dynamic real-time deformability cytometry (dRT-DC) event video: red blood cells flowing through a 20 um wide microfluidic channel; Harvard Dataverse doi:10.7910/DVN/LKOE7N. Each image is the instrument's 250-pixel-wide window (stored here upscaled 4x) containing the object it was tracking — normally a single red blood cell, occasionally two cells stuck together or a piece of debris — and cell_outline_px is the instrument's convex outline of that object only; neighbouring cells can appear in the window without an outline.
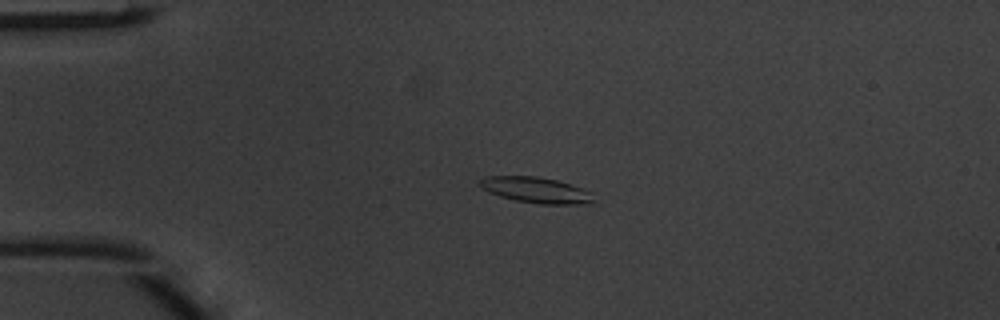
{"species": "common noctule bat (a hibernating species)", "species_latin": "Nyctalus noctula", "temperature_condition": "warm", "stored_images_in_passage": 48, "camera_frame_rate_fps": 3000, "um_per_image_px": 0.085, "animal": {"sex": "male", "body_mass_g": 20.1, "forearm_length_mm": 53.5}, "frame": {"image": 1, "passage_image": 11, "time_ms": 3.333, "image_size_px": [1000, 320], "cell_outline_px": [[596, 204], [540, 204], [516, 200], [500, 196], [480, 188], [476, 184], [484, 176], [536, 176], [556, 180], [592, 192]], "centroid_in_image_um": [45.56, 16.16], "position_along_channel_um": 39.4, "area_um2": 17.22}}
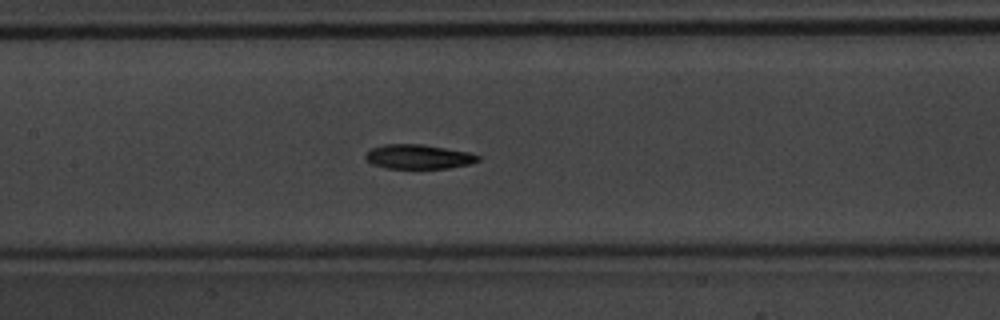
{"frame": {"image": 2, "passage_image": 23, "time_ms": 7.333, "image_size_px": [1000, 320], "cell_outline_px": [[480, 160], [468, 164], [448, 168], [384, 168], [372, 164], [364, 160], [364, 156], [372, 148], [384, 144], [420, 144], [468, 152], [480, 156]], "centroid_in_image_um": [35.52, 13.32], "position_along_channel_um": 171.9, "area_um2": 15.9}}
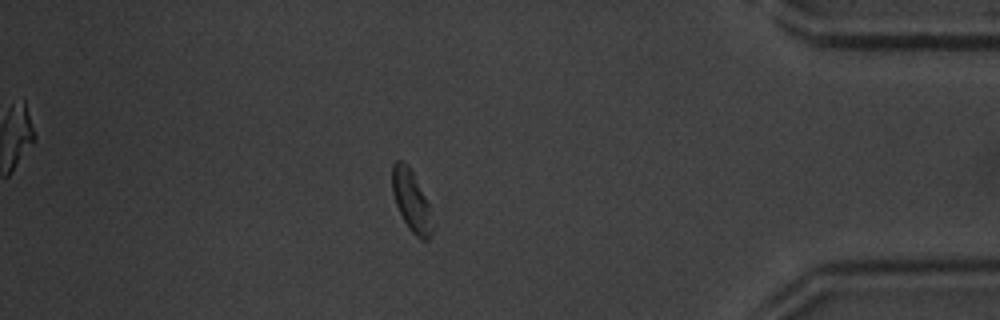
{"frame": {"image": 3, "passage_image": 42, "time_ms": 13.667, "image_size_px": [1000, 320], "cell_outline_px": [[432, 232], [428, 240], [420, 240], [408, 228], [396, 204], [392, 192], [392, 164], [396, 160], [404, 160], [408, 164], [428, 204], [432, 228]], "centroid_in_image_um": [34.92, 17.05], "position_along_channel_um": 400.3, "area_um2": 13.99}, "authors_computed_cell_mechanics": {"area_um2": 16.7042, "velocity_mm_per_s": 4.1477, "shape_relaxation_time_tau1_ms": 5.0642, "shape_relaxation_time_tau2_ms": 7.5609, "deformation_change_tau1": 0.1289, "deformation_change_tau2": 0.1663}}